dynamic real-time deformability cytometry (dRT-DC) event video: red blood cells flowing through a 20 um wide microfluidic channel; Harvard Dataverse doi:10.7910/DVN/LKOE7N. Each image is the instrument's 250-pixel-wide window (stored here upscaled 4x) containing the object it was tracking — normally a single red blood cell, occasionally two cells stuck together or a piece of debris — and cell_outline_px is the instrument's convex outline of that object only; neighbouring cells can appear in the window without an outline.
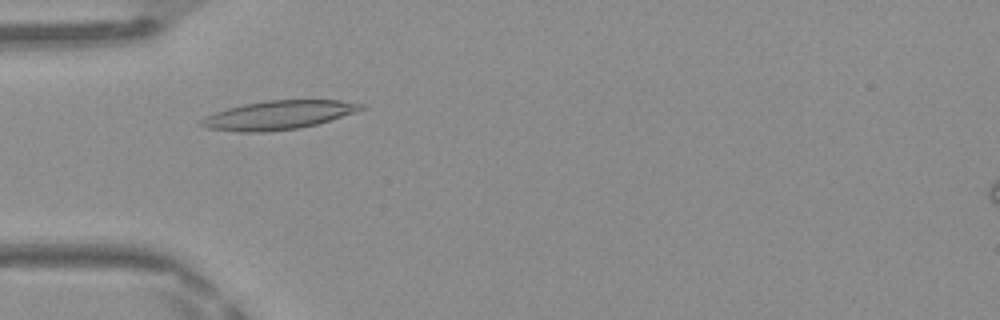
{"species": "Egyptian fruit bat (a non-hibernating species)", "species_latin": "Rousettus aegyptiacus", "temperature_condition": "warm", "stored_images_in_passage": 46, "camera_frame_rate_fps": 3000, "um_per_image_px": 0.085, "frame": {"image": 1, "passage_image": 13, "time_ms": 4.0, "image_size_px": [1000, 320], "cell_outline_px": [[364, 108], [356, 112], [316, 124], [300, 128], [264, 132], [240, 132], [208, 128], [200, 124], [200, 120], [204, 116], [228, 108], [244, 104], [268, 100], [340, 100], [364, 104]], "centroid_in_image_um": [23.66, 9.78], "position_along_channel_um": 61.3, "area_um2": 26.59}}
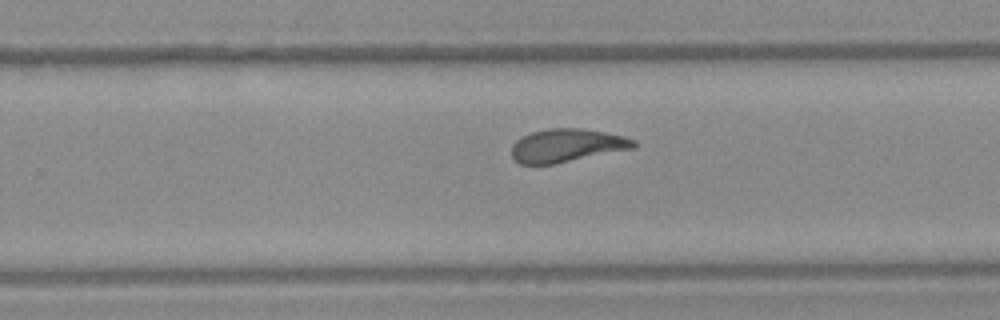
{"frame": {"image": 2, "passage_image": 29, "time_ms": 9.333, "image_size_px": [1000, 320], "cell_outline_px": [[636, 148], [552, 164], [520, 164], [512, 156], [512, 144], [516, 140], [532, 132], [548, 128], [580, 128], [604, 132], [624, 136], [636, 140]], "centroid_in_image_um": [48.2, 12.36], "position_along_channel_um": 281.6, "area_um2": 23.52}}
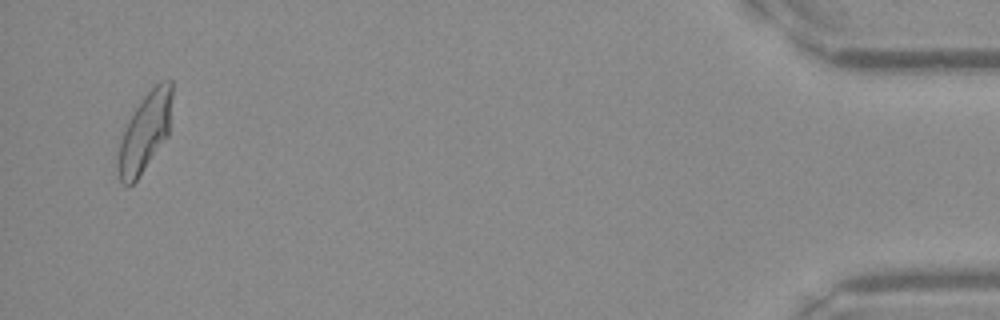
{"frame": {"image": 3, "passage_image": 45, "time_ms": 14.667, "image_size_px": [1000, 320], "cell_outline_px": [[172, 96], [168, 136], [140, 176], [128, 188], [120, 180], [116, 168], [116, 156], [120, 136], [128, 120], [144, 96], [160, 80], [172, 80]], "centroid_in_image_um": [12.28, 11.29], "position_along_channel_um": 422.9, "area_um2": 25.14}, "authors_computed_cell_mechanics": {"area_um2": 24.6228, "velocity_mm_per_s": 4.1666, "shape_relaxation_time_tau1_ms": 10.554, "shape_relaxation_time_tau2_ms": 1.4587, "deformation_change_tau1": 0.3148, "deformation_change_tau2": 0.077}}